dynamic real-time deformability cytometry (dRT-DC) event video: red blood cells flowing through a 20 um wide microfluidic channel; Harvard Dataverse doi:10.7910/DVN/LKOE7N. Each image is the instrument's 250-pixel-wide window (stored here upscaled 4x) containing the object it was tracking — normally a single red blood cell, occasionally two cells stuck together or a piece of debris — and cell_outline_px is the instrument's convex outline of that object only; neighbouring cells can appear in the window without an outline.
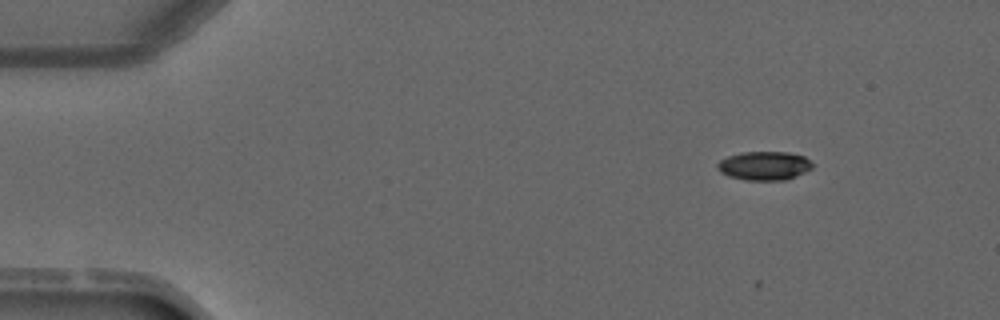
{"species": "common noctule bat (a hibernating species)", "species_latin": "Nyctalus noctula", "temperature_condition": "warm", "stored_images_in_passage": 3, "camera_frame_rate_fps": 3000, "um_per_image_px": 0.085, "animal": {"sex": "male", "forearm_length_mm": 52.5}, "frame": {"image": 1, "passage_image": 3, "time_ms": 3.333, "image_size_px": [1000, 320], "cell_outline_px": [[812, 168], [796, 176], [784, 180], [744, 180], [728, 176], [720, 172], [716, 168], [716, 164], [720, 160], [728, 156], [744, 152], [788, 152], [804, 156], [812, 164]], "centroid_in_image_um": [64.92, 14.09], "position_along_channel_um": 20.1, "area_um2": 15.9}}